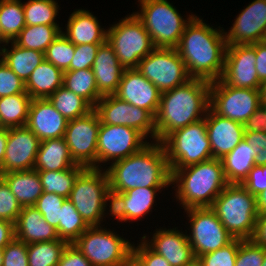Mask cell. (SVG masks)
Returning <instances> with one entry per match:
<instances>
[{"instance_id":"65","label":"cell","mask_w":266,"mask_h":266,"mask_svg":"<svg viewBox=\"0 0 266 266\" xmlns=\"http://www.w3.org/2000/svg\"><path fill=\"white\" fill-rule=\"evenodd\" d=\"M261 105L264 107L265 112H266V103H261ZM265 121H266V119H265Z\"/></svg>"},{"instance_id":"29","label":"cell","mask_w":266,"mask_h":266,"mask_svg":"<svg viewBox=\"0 0 266 266\" xmlns=\"http://www.w3.org/2000/svg\"><path fill=\"white\" fill-rule=\"evenodd\" d=\"M63 75L62 70L44 60L26 81V92L32 99H47L63 86Z\"/></svg>"},{"instance_id":"16","label":"cell","mask_w":266,"mask_h":266,"mask_svg":"<svg viewBox=\"0 0 266 266\" xmlns=\"http://www.w3.org/2000/svg\"><path fill=\"white\" fill-rule=\"evenodd\" d=\"M99 127L100 119L94 109L82 117L68 121L64 138L77 165L97 168Z\"/></svg>"},{"instance_id":"34","label":"cell","mask_w":266,"mask_h":266,"mask_svg":"<svg viewBox=\"0 0 266 266\" xmlns=\"http://www.w3.org/2000/svg\"><path fill=\"white\" fill-rule=\"evenodd\" d=\"M63 86L85 99L93 108L103 97L98 92L92 68L64 71Z\"/></svg>"},{"instance_id":"43","label":"cell","mask_w":266,"mask_h":266,"mask_svg":"<svg viewBox=\"0 0 266 266\" xmlns=\"http://www.w3.org/2000/svg\"><path fill=\"white\" fill-rule=\"evenodd\" d=\"M65 199L55 193L43 192L34 207L43 215V219L56 229L59 226L60 210Z\"/></svg>"},{"instance_id":"55","label":"cell","mask_w":266,"mask_h":266,"mask_svg":"<svg viewBox=\"0 0 266 266\" xmlns=\"http://www.w3.org/2000/svg\"><path fill=\"white\" fill-rule=\"evenodd\" d=\"M256 70L259 81L262 83L266 80V45L264 42L255 43Z\"/></svg>"},{"instance_id":"25","label":"cell","mask_w":266,"mask_h":266,"mask_svg":"<svg viewBox=\"0 0 266 266\" xmlns=\"http://www.w3.org/2000/svg\"><path fill=\"white\" fill-rule=\"evenodd\" d=\"M92 70L98 92L102 96L115 94L125 69L107 40L100 44Z\"/></svg>"},{"instance_id":"2","label":"cell","mask_w":266,"mask_h":266,"mask_svg":"<svg viewBox=\"0 0 266 266\" xmlns=\"http://www.w3.org/2000/svg\"><path fill=\"white\" fill-rule=\"evenodd\" d=\"M107 171L110 193H122L133 188H167L171 172L161 142L149 141L140 151L118 160Z\"/></svg>"},{"instance_id":"61","label":"cell","mask_w":266,"mask_h":266,"mask_svg":"<svg viewBox=\"0 0 266 266\" xmlns=\"http://www.w3.org/2000/svg\"><path fill=\"white\" fill-rule=\"evenodd\" d=\"M260 97L261 103H266V80L261 83Z\"/></svg>"},{"instance_id":"30","label":"cell","mask_w":266,"mask_h":266,"mask_svg":"<svg viewBox=\"0 0 266 266\" xmlns=\"http://www.w3.org/2000/svg\"><path fill=\"white\" fill-rule=\"evenodd\" d=\"M2 179L22 207L34 206L43 193L39 173L35 169L3 173Z\"/></svg>"},{"instance_id":"13","label":"cell","mask_w":266,"mask_h":266,"mask_svg":"<svg viewBox=\"0 0 266 266\" xmlns=\"http://www.w3.org/2000/svg\"><path fill=\"white\" fill-rule=\"evenodd\" d=\"M184 212H187L186 217L190 221L187 237L196 259L234 240L211 207L190 208Z\"/></svg>"},{"instance_id":"26","label":"cell","mask_w":266,"mask_h":266,"mask_svg":"<svg viewBox=\"0 0 266 266\" xmlns=\"http://www.w3.org/2000/svg\"><path fill=\"white\" fill-rule=\"evenodd\" d=\"M62 33L74 45L103 44L107 39V29L101 28L96 16L84 9H77L68 18Z\"/></svg>"},{"instance_id":"38","label":"cell","mask_w":266,"mask_h":266,"mask_svg":"<svg viewBox=\"0 0 266 266\" xmlns=\"http://www.w3.org/2000/svg\"><path fill=\"white\" fill-rule=\"evenodd\" d=\"M48 99L67 121L82 117L94 109L85 99L64 86L59 87Z\"/></svg>"},{"instance_id":"62","label":"cell","mask_w":266,"mask_h":266,"mask_svg":"<svg viewBox=\"0 0 266 266\" xmlns=\"http://www.w3.org/2000/svg\"><path fill=\"white\" fill-rule=\"evenodd\" d=\"M6 40L0 35V57H3V52H4V48H5V44H6ZM1 44H4L1 46ZM0 61H2V58L0 59Z\"/></svg>"},{"instance_id":"27","label":"cell","mask_w":266,"mask_h":266,"mask_svg":"<svg viewBox=\"0 0 266 266\" xmlns=\"http://www.w3.org/2000/svg\"><path fill=\"white\" fill-rule=\"evenodd\" d=\"M15 238L26 244L60 240L56 229L48 224L34 207H22L14 223Z\"/></svg>"},{"instance_id":"37","label":"cell","mask_w":266,"mask_h":266,"mask_svg":"<svg viewBox=\"0 0 266 266\" xmlns=\"http://www.w3.org/2000/svg\"><path fill=\"white\" fill-rule=\"evenodd\" d=\"M84 169L85 167L78 165L66 170L38 171L43 192L55 193L69 198L76 178Z\"/></svg>"},{"instance_id":"17","label":"cell","mask_w":266,"mask_h":266,"mask_svg":"<svg viewBox=\"0 0 266 266\" xmlns=\"http://www.w3.org/2000/svg\"><path fill=\"white\" fill-rule=\"evenodd\" d=\"M221 80L235 88L260 90L256 70L255 43L227 45Z\"/></svg>"},{"instance_id":"31","label":"cell","mask_w":266,"mask_h":266,"mask_svg":"<svg viewBox=\"0 0 266 266\" xmlns=\"http://www.w3.org/2000/svg\"><path fill=\"white\" fill-rule=\"evenodd\" d=\"M255 152L243 138L240 143L220 160L228 184H242L255 165Z\"/></svg>"},{"instance_id":"32","label":"cell","mask_w":266,"mask_h":266,"mask_svg":"<svg viewBox=\"0 0 266 266\" xmlns=\"http://www.w3.org/2000/svg\"><path fill=\"white\" fill-rule=\"evenodd\" d=\"M10 43L11 47L6 48ZM44 60L45 56L43 52L20 47L14 41H8L5 44L2 62L24 83L29 79L34 69Z\"/></svg>"},{"instance_id":"8","label":"cell","mask_w":266,"mask_h":266,"mask_svg":"<svg viewBox=\"0 0 266 266\" xmlns=\"http://www.w3.org/2000/svg\"><path fill=\"white\" fill-rule=\"evenodd\" d=\"M161 144L170 169H181L213 158L205 119L171 132Z\"/></svg>"},{"instance_id":"3","label":"cell","mask_w":266,"mask_h":266,"mask_svg":"<svg viewBox=\"0 0 266 266\" xmlns=\"http://www.w3.org/2000/svg\"><path fill=\"white\" fill-rule=\"evenodd\" d=\"M211 82L191 78L185 84L161 93L155 115L156 141L171 132L205 118L210 105Z\"/></svg>"},{"instance_id":"60","label":"cell","mask_w":266,"mask_h":266,"mask_svg":"<svg viewBox=\"0 0 266 266\" xmlns=\"http://www.w3.org/2000/svg\"><path fill=\"white\" fill-rule=\"evenodd\" d=\"M121 266H142V264L131 255Z\"/></svg>"},{"instance_id":"15","label":"cell","mask_w":266,"mask_h":266,"mask_svg":"<svg viewBox=\"0 0 266 266\" xmlns=\"http://www.w3.org/2000/svg\"><path fill=\"white\" fill-rule=\"evenodd\" d=\"M149 142L136 129L100 123L97 139V168L137 153Z\"/></svg>"},{"instance_id":"51","label":"cell","mask_w":266,"mask_h":266,"mask_svg":"<svg viewBox=\"0 0 266 266\" xmlns=\"http://www.w3.org/2000/svg\"><path fill=\"white\" fill-rule=\"evenodd\" d=\"M244 139L255 152V165H266V131H245Z\"/></svg>"},{"instance_id":"1","label":"cell","mask_w":266,"mask_h":266,"mask_svg":"<svg viewBox=\"0 0 266 266\" xmlns=\"http://www.w3.org/2000/svg\"><path fill=\"white\" fill-rule=\"evenodd\" d=\"M202 19L195 15L185 26L176 50L191 78L212 82L223 74L227 44L224 28H213Z\"/></svg>"},{"instance_id":"59","label":"cell","mask_w":266,"mask_h":266,"mask_svg":"<svg viewBox=\"0 0 266 266\" xmlns=\"http://www.w3.org/2000/svg\"><path fill=\"white\" fill-rule=\"evenodd\" d=\"M257 209L259 214H266V189L256 196Z\"/></svg>"},{"instance_id":"36","label":"cell","mask_w":266,"mask_h":266,"mask_svg":"<svg viewBox=\"0 0 266 266\" xmlns=\"http://www.w3.org/2000/svg\"><path fill=\"white\" fill-rule=\"evenodd\" d=\"M26 26L21 0H0V35L13 41Z\"/></svg>"},{"instance_id":"10","label":"cell","mask_w":266,"mask_h":266,"mask_svg":"<svg viewBox=\"0 0 266 266\" xmlns=\"http://www.w3.org/2000/svg\"><path fill=\"white\" fill-rule=\"evenodd\" d=\"M73 245L93 266H121L131 255L133 244L114 230L92 226Z\"/></svg>"},{"instance_id":"47","label":"cell","mask_w":266,"mask_h":266,"mask_svg":"<svg viewBox=\"0 0 266 266\" xmlns=\"http://www.w3.org/2000/svg\"><path fill=\"white\" fill-rule=\"evenodd\" d=\"M15 94H27L25 83L0 61V98Z\"/></svg>"},{"instance_id":"40","label":"cell","mask_w":266,"mask_h":266,"mask_svg":"<svg viewBox=\"0 0 266 266\" xmlns=\"http://www.w3.org/2000/svg\"><path fill=\"white\" fill-rule=\"evenodd\" d=\"M67 245L63 240L27 244L29 266H57Z\"/></svg>"},{"instance_id":"54","label":"cell","mask_w":266,"mask_h":266,"mask_svg":"<svg viewBox=\"0 0 266 266\" xmlns=\"http://www.w3.org/2000/svg\"><path fill=\"white\" fill-rule=\"evenodd\" d=\"M266 112L264 107L261 105L255 112L248 118L243 124L245 131H266Z\"/></svg>"},{"instance_id":"45","label":"cell","mask_w":266,"mask_h":266,"mask_svg":"<svg viewBox=\"0 0 266 266\" xmlns=\"http://www.w3.org/2000/svg\"><path fill=\"white\" fill-rule=\"evenodd\" d=\"M264 257V247L256 245L252 240L239 239L235 266H262Z\"/></svg>"},{"instance_id":"33","label":"cell","mask_w":266,"mask_h":266,"mask_svg":"<svg viewBox=\"0 0 266 266\" xmlns=\"http://www.w3.org/2000/svg\"><path fill=\"white\" fill-rule=\"evenodd\" d=\"M32 98L28 94H15L0 98V127L26 126Z\"/></svg>"},{"instance_id":"41","label":"cell","mask_w":266,"mask_h":266,"mask_svg":"<svg viewBox=\"0 0 266 266\" xmlns=\"http://www.w3.org/2000/svg\"><path fill=\"white\" fill-rule=\"evenodd\" d=\"M25 24L60 26L57 24L59 5L55 0H28L23 2Z\"/></svg>"},{"instance_id":"52","label":"cell","mask_w":266,"mask_h":266,"mask_svg":"<svg viewBox=\"0 0 266 266\" xmlns=\"http://www.w3.org/2000/svg\"><path fill=\"white\" fill-rule=\"evenodd\" d=\"M242 185L255 197L266 189V165H254Z\"/></svg>"},{"instance_id":"6","label":"cell","mask_w":266,"mask_h":266,"mask_svg":"<svg viewBox=\"0 0 266 266\" xmlns=\"http://www.w3.org/2000/svg\"><path fill=\"white\" fill-rule=\"evenodd\" d=\"M68 199L89 227L101 226L111 202L107 171L85 168L76 178Z\"/></svg>"},{"instance_id":"57","label":"cell","mask_w":266,"mask_h":266,"mask_svg":"<svg viewBox=\"0 0 266 266\" xmlns=\"http://www.w3.org/2000/svg\"><path fill=\"white\" fill-rule=\"evenodd\" d=\"M14 238V223L7 220H0V249H3Z\"/></svg>"},{"instance_id":"49","label":"cell","mask_w":266,"mask_h":266,"mask_svg":"<svg viewBox=\"0 0 266 266\" xmlns=\"http://www.w3.org/2000/svg\"><path fill=\"white\" fill-rule=\"evenodd\" d=\"M100 44L75 45L74 57L67 71L92 68Z\"/></svg>"},{"instance_id":"58","label":"cell","mask_w":266,"mask_h":266,"mask_svg":"<svg viewBox=\"0 0 266 266\" xmlns=\"http://www.w3.org/2000/svg\"><path fill=\"white\" fill-rule=\"evenodd\" d=\"M9 128L0 127V167L2 166L3 159L5 156L6 143L8 139Z\"/></svg>"},{"instance_id":"4","label":"cell","mask_w":266,"mask_h":266,"mask_svg":"<svg viewBox=\"0 0 266 266\" xmlns=\"http://www.w3.org/2000/svg\"><path fill=\"white\" fill-rule=\"evenodd\" d=\"M170 172L175 197L184 210L212 207L214 200L228 185L222 162L216 158L181 169H170Z\"/></svg>"},{"instance_id":"64","label":"cell","mask_w":266,"mask_h":266,"mask_svg":"<svg viewBox=\"0 0 266 266\" xmlns=\"http://www.w3.org/2000/svg\"><path fill=\"white\" fill-rule=\"evenodd\" d=\"M262 266H266V249H265V257H264V260H263Z\"/></svg>"},{"instance_id":"5","label":"cell","mask_w":266,"mask_h":266,"mask_svg":"<svg viewBox=\"0 0 266 266\" xmlns=\"http://www.w3.org/2000/svg\"><path fill=\"white\" fill-rule=\"evenodd\" d=\"M211 208L234 239L251 240L259 213L256 197L242 184H228Z\"/></svg>"},{"instance_id":"50","label":"cell","mask_w":266,"mask_h":266,"mask_svg":"<svg viewBox=\"0 0 266 266\" xmlns=\"http://www.w3.org/2000/svg\"><path fill=\"white\" fill-rule=\"evenodd\" d=\"M138 246L133 243L132 255L142 264V266H171L162 256L153 251L144 241L140 240Z\"/></svg>"},{"instance_id":"21","label":"cell","mask_w":266,"mask_h":266,"mask_svg":"<svg viewBox=\"0 0 266 266\" xmlns=\"http://www.w3.org/2000/svg\"><path fill=\"white\" fill-rule=\"evenodd\" d=\"M161 91L136 69H125L114 94L119 99L148 110L154 117L161 100Z\"/></svg>"},{"instance_id":"19","label":"cell","mask_w":266,"mask_h":266,"mask_svg":"<svg viewBox=\"0 0 266 266\" xmlns=\"http://www.w3.org/2000/svg\"><path fill=\"white\" fill-rule=\"evenodd\" d=\"M228 32L226 44H252L262 42L266 31V0H254L243 9Z\"/></svg>"},{"instance_id":"18","label":"cell","mask_w":266,"mask_h":266,"mask_svg":"<svg viewBox=\"0 0 266 266\" xmlns=\"http://www.w3.org/2000/svg\"><path fill=\"white\" fill-rule=\"evenodd\" d=\"M40 142L39 138L26 126L9 128L0 172L3 174L33 169Z\"/></svg>"},{"instance_id":"35","label":"cell","mask_w":266,"mask_h":266,"mask_svg":"<svg viewBox=\"0 0 266 266\" xmlns=\"http://www.w3.org/2000/svg\"><path fill=\"white\" fill-rule=\"evenodd\" d=\"M61 29L60 26L26 25L13 41L20 47L44 53L62 32Z\"/></svg>"},{"instance_id":"56","label":"cell","mask_w":266,"mask_h":266,"mask_svg":"<svg viewBox=\"0 0 266 266\" xmlns=\"http://www.w3.org/2000/svg\"><path fill=\"white\" fill-rule=\"evenodd\" d=\"M251 240L266 249V214H259Z\"/></svg>"},{"instance_id":"63","label":"cell","mask_w":266,"mask_h":266,"mask_svg":"<svg viewBox=\"0 0 266 266\" xmlns=\"http://www.w3.org/2000/svg\"><path fill=\"white\" fill-rule=\"evenodd\" d=\"M3 264V249H0V266Z\"/></svg>"},{"instance_id":"53","label":"cell","mask_w":266,"mask_h":266,"mask_svg":"<svg viewBox=\"0 0 266 266\" xmlns=\"http://www.w3.org/2000/svg\"><path fill=\"white\" fill-rule=\"evenodd\" d=\"M57 266H93V265L73 244H68L64 249Z\"/></svg>"},{"instance_id":"14","label":"cell","mask_w":266,"mask_h":266,"mask_svg":"<svg viewBox=\"0 0 266 266\" xmlns=\"http://www.w3.org/2000/svg\"><path fill=\"white\" fill-rule=\"evenodd\" d=\"M100 123L128 126L139 131L146 139L156 141L155 117L146 109L134 106L113 95L103 96L95 105Z\"/></svg>"},{"instance_id":"42","label":"cell","mask_w":266,"mask_h":266,"mask_svg":"<svg viewBox=\"0 0 266 266\" xmlns=\"http://www.w3.org/2000/svg\"><path fill=\"white\" fill-rule=\"evenodd\" d=\"M75 45L61 32L44 52L45 60L60 70L67 71L74 57Z\"/></svg>"},{"instance_id":"48","label":"cell","mask_w":266,"mask_h":266,"mask_svg":"<svg viewBox=\"0 0 266 266\" xmlns=\"http://www.w3.org/2000/svg\"><path fill=\"white\" fill-rule=\"evenodd\" d=\"M2 266H29L27 244L14 238L3 248Z\"/></svg>"},{"instance_id":"9","label":"cell","mask_w":266,"mask_h":266,"mask_svg":"<svg viewBox=\"0 0 266 266\" xmlns=\"http://www.w3.org/2000/svg\"><path fill=\"white\" fill-rule=\"evenodd\" d=\"M106 40L124 69H136L140 60L155 49L149 33L134 12L110 26Z\"/></svg>"},{"instance_id":"12","label":"cell","mask_w":266,"mask_h":266,"mask_svg":"<svg viewBox=\"0 0 266 266\" xmlns=\"http://www.w3.org/2000/svg\"><path fill=\"white\" fill-rule=\"evenodd\" d=\"M260 106V90L235 88L221 79L211 82L209 108L222 117L244 124Z\"/></svg>"},{"instance_id":"67","label":"cell","mask_w":266,"mask_h":266,"mask_svg":"<svg viewBox=\"0 0 266 266\" xmlns=\"http://www.w3.org/2000/svg\"><path fill=\"white\" fill-rule=\"evenodd\" d=\"M263 42H264V44L266 45V38H263Z\"/></svg>"},{"instance_id":"23","label":"cell","mask_w":266,"mask_h":266,"mask_svg":"<svg viewBox=\"0 0 266 266\" xmlns=\"http://www.w3.org/2000/svg\"><path fill=\"white\" fill-rule=\"evenodd\" d=\"M212 156L221 159L244 138V125L214 113L210 108L204 118Z\"/></svg>"},{"instance_id":"39","label":"cell","mask_w":266,"mask_h":266,"mask_svg":"<svg viewBox=\"0 0 266 266\" xmlns=\"http://www.w3.org/2000/svg\"><path fill=\"white\" fill-rule=\"evenodd\" d=\"M88 228L73 203L66 198L61 206L59 226L56 228L59 239L73 244Z\"/></svg>"},{"instance_id":"28","label":"cell","mask_w":266,"mask_h":266,"mask_svg":"<svg viewBox=\"0 0 266 266\" xmlns=\"http://www.w3.org/2000/svg\"><path fill=\"white\" fill-rule=\"evenodd\" d=\"M78 166L71 157L64 137L40 142L34 168L37 171H59Z\"/></svg>"},{"instance_id":"24","label":"cell","mask_w":266,"mask_h":266,"mask_svg":"<svg viewBox=\"0 0 266 266\" xmlns=\"http://www.w3.org/2000/svg\"><path fill=\"white\" fill-rule=\"evenodd\" d=\"M67 123V119L54 108L48 98L31 100L26 127L40 141L64 137Z\"/></svg>"},{"instance_id":"22","label":"cell","mask_w":266,"mask_h":266,"mask_svg":"<svg viewBox=\"0 0 266 266\" xmlns=\"http://www.w3.org/2000/svg\"><path fill=\"white\" fill-rule=\"evenodd\" d=\"M163 188H133L122 193H111L108 208L113 218L127 222L141 220L150 214L156 196Z\"/></svg>"},{"instance_id":"46","label":"cell","mask_w":266,"mask_h":266,"mask_svg":"<svg viewBox=\"0 0 266 266\" xmlns=\"http://www.w3.org/2000/svg\"><path fill=\"white\" fill-rule=\"evenodd\" d=\"M22 210L17 198L10 191L7 183L0 179V220L15 223Z\"/></svg>"},{"instance_id":"20","label":"cell","mask_w":266,"mask_h":266,"mask_svg":"<svg viewBox=\"0 0 266 266\" xmlns=\"http://www.w3.org/2000/svg\"><path fill=\"white\" fill-rule=\"evenodd\" d=\"M156 230L151 240L146 235L142 239L153 251L162 255L171 266H190L197 261L188 241L187 230L185 234L177 227Z\"/></svg>"},{"instance_id":"7","label":"cell","mask_w":266,"mask_h":266,"mask_svg":"<svg viewBox=\"0 0 266 266\" xmlns=\"http://www.w3.org/2000/svg\"><path fill=\"white\" fill-rule=\"evenodd\" d=\"M140 12L136 17L149 33L155 48H176L185 26L195 16L189 14L186 19L179 14L167 0H138Z\"/></svg>"},{"instance_id":"44","label":"cell","mask_w":266,"mask_h":266,"mask_svg":"<svg viewBox=\"0 0 266 266\" xmlns=\"http://www.w3.org/2000/svg\"><path fill=\"white\" fill-rule=\"evenodd\" d=\"M239 248V239H234L228 245L206 253L197 258L200 266H235Z\"/></svg>"},{"instance_id":"11","label":"cell","mask_w":266,"mask_h":266,"mask_svg":"<svg viewBox=\"0 0 266 266\" xmlns=\"http://www.w3.org/2000/svg\"><path fill=\"white\" fill-rule=\"evenodd\" d=\"M136 70L161 92L174 89L191 79L176 48H155L140 60Z\"/></svg>"},{"instance_id":"66","label":"cell","mask_w":266,"mask_h":266,"mask_svg":"<svg viewBox=\"0 0 266 266\" xmlns=\"http://www.w3.org/2000/svg\"><path fill=\"white\" fill-rule=\"evenodd\" d=\"M190 266H200V265H199L198 262L196 261L194 264H192V265H190Z\"/></svg>"}]
</instances>
